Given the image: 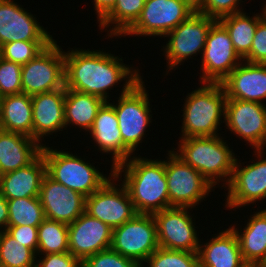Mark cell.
Instances as JSON below:
<instances>
[{
    "mask_svg": "<svg viewBox=\"0 0 266 267\" xmlns=\"http://www.w3.org/2000/svg\"><path fill=\"white\" fill-rule=\"evenodd\" d=\"M65 54V88L88 93L110 102L109 90L121 82L142 79L138 67L124 64L122 57L106 50L69 48ZM113 87V88H112Z\"/></svg>",
    "mask_w": 266,
    "mask_h": 267,
    "instance_id": "1",
    "label": "cell"
},
{
    "mask_svg": "<svg viewBox=\"0 0 266 267\" xmlns=\"http://www.w3.org/2000/svg\"><path fill=\"white\" fill-rule=\"evenodd\" d=\"M139 156L117 165L114 175L126 187L137 214L153 215L170 207L165 159Z\"/></svg>",
    "mask_w": 266,
    "mask_h": 267,
    "instance_id": "2",
    "label": "cell"
},
{
    "mask_svg": "<svg viewBox=\"0 0 266 267\" xmlns=\"http://www.w3.org/2000/svg\"><path fill=\"white\" fill-rule=\"evenodd\" d=\"M177 143L171 150L214 188L220 182L224 188L229 184L237 155L221 135L179 138Z\"/></svg>",
    "mask_w": 266,
    "mask_h": 267,
    "instance_id": "3",
    "label": "cell"
},
{
    "mask_svg": "<svg viewBox=\"0 0 266 267\" xmlns=\"http://www.w3.org/2000/svg\"><path fill=\"white\" fill-rule=\"evenodd\" d=\"M199 85L184 99L179 138L220 135L218 131L225 121V89L222 83L202 82Z\"/></svg>",
    "mask_w": 266,
    "mask_h": 267,
    "instance_id": "4",
    "label": "cell"
},
{
    "mask_svg": "<svg viewBox=\"0 0 266 267\" xmlns=\"http://www.w3.org/2000/svg\"><path fill=\"white\" fill-rule=\"evenodd\" d=\"M53 149V146L42 145L41 153L46 164V174L58 183L75 190L85 197L99 190L113 175L111 168L108 177L86 158L77 153ZM93 164V165H92Z\"/></svg>",
    "mask_w": 266,
    "mask_h": 267,
    "instance_id": "5",
    "label": "cell"
},
{
    "mask_svg": "<svg viewBox=\"0 0 266 267\" xmlns=\"http://www.w3.org/2000/svg\"><path fill=\"white\" fill-rule=\"evenodd\" d=\"M144 82L143 78L138 82H124L116 104L114 100L109 102L115 109L123 143L133 153L144 142L152 123L151 99Z\"/></svg>",
    "mask_w": 266,
    "mask_h": 267,
    "instance_id": "6",
    "label": "cell"
},
{
    "mask_svg": "<svg viewBox=\"0 0 266 267\" xmlns=\"http://www.w3.org/2000/svg\"><path fill=\"white\" fill-rule=\"evenodd\" d=\"M194 12L195 0H146L138 20L123 36L162 38Z\"/></svg>",
    "mask_w": 266,
    "mask_h": 267,
    "instance_id": "7",
    "label": "cell"
},
{
    "mask_svg": "<svg viewBox=\"0 0 266 267\" xmlns=\"http://www.w3.org/2000/svg\"><path fill=\"white\" fill-rule=\"evenodd\" d=\"M167 155L165 174L170 207L196 208L215 190L214 187L172 150Z\"/></svg>",
    "mask_w": 266,
    "mask_h": 267,
    "instance_id": "8",
    "label": "cell"
},
{
    "mask_svg": "<svg viewBox=\"0 0 266 267\" xmlns=\"http://www.w3.org/2000/svg\"><path fill=\"white\" fill-rule=\"evenodd\" d=\"M216 20L214 18L202 15L197 11L194 12L186 21L181 22L171 32L164 37L168 41L161 48L168 61L166 66L170 74L175 68H179V64L183 65L188 59H193L198 54H203L207 35L212 24ZM192 56V57H191Z\"/></svg>",
    "mask_w": 266,
    "mask_h": 267,
    "instance_id": "9",
    "label": "cell"
},
{
    "mask_svg": "<svg viewBox=\"0 0 266 267\" xmlns=\"http://www.w3.org/2000/svg\"><path fill=\"white\" fill-rule=\"evenodd\" d=\"M265 151L254 150L253 155L255 158L257 157V161L252 160L251 164L246 166L240 159L236 158L231 180L225 187L228 192H225L227 195H224L226 202L223 206L228 210L236 211V208L240 209L250 204L256 205L258 201L266 200Z\"/></svg>",
    "mask_w": 266,
    "mask_h": 267,
    "instance_id": "10",
    "label": "cell"
},
{
    "mask_svg": "<svg viewBox=\"0 0 266 267\" xmlns=\"http://www.w3.org/2000/svg\"><path fill=\"white\" fill-rule=\"evenodd\" d=\"M65 86V54L54 40L41 53L22 65V93L29 96Z\"/></svg>",
    "mask_w": 266,
    "mask_h": 267,
    "instance_id": "11",
    "label": "cell"
},
{
    "mask_svg": "<svg viewBox=\"0 0 266 267\" xmlns=\"http://www.w3.org/2000/svg\"><path fill=\"white\" fill-rule=\"evenodd\" d=\"M112 250L140 266L159 248L156 222L152 214H136L112 230Z\"/></svg>",
    "mask_w": 266,
    "mask_h": 267,
    "instance_id": "12",
    "label": "cell"
},
{
    "mask_svg": "<svg viewBox=\"0 0 266 267\" xmlns=\"http://www.w3.org/2000/svg\"><path fill=\"white\" fill-rule=\"evenodd\" d=\"M200 58V83H221L243 61L235 51L228 31L218 20L209 30Z\"/></svg>",
    "mask_w": 266,
    "mask_h": 267,
    "instance_id": "13",
    "label": "cell"
},
{
    "mask_svg": "<svg viewBox=\"0 0 266 267\" xmlns=\"http://www.w3.org/2000/svg\"><path fill=\"white\" fill-rule=\"evenodd\" d=\"M85 212L112 229L137 214L126 187L115 175L99 190L86 197Z\"/></svg>",
    "mask_w": 266,
    "mask_h": 267,
    "instance_id": "14",
    "label": "cell"
},
{
    "mask_svg": "<svg viewBox=\"0 0 266 267\" xmlns=\"http://www.w3.org/2000/svg\"><path fill=\"white\" fill-rule=\"evenodd\" d=\"M190 210L193 211L192 208L169 207L153 214L159 247L198 252L201 239Z\"/></svg>",
    "mask_w": 266,
    "mask_h": 267,
    "instance_id": "15",
    "label": "cell"
},
{
    "mask_svg": "<svg viewBox=\"0 0 266 267\" xmlns=\"http://www.w3.org/2000/svg\"><path fill=\"white\" fill-rule=\"evenodd\" d=\"M224 123L226 129L249 143L251 149H266V104L227 99Z\"/></svg>",
    "mask_w": 266,
    "mask_h": 267,
    "instance_id": "16",
    "label": "cell"
},
{
    "mask_svg": "<svg viewBox=\"0 0 266 267\" xmlns=\"http://www.w3.org/2000/svg\"><path fill=\"white\" fill-rule=\"evenodd\" d=\"M15 0H0V46L16 41H54L36 16Z\"/></svg>",
    "mask_w": 266,
    "mask_h": 267,
    "instance_id": "17",
    "label": "cell"
},
{
    "mask_svg": "<svg viewBox=\"0 0 266 267\" xmlns=\"http://www.w3.org/2000/svg\"><path fill=\"white\" fill-rule=\"evenodd\" d=\"M39 199L45 218L65 224L73 223L85 212L86 197L44 175Z\"/></svg>",
    "mask_w": 266,
    "mask_h": 267,
    "instance_id": "18",
    "label": "cell"
},
{
    "mask_svg": "<svg viewBox=\"0 0 266 267\" xmlns=\"http://www.w3.org/2000/svg\"><path fill=\"white\" fill-rule=\"evenodd\" d=\"M112 228L83 212L68 224L69 252L83 261L88 256L111 247Z\"/></svg>",
    "mask_w": 266,
    "mask_h": 267,
    "instance_id": "19",
    "label": "cell"
},
{
    "mask_svg": "<svg viewBox=\"0 0 266 267\" xmlns=\"http://www.w3.org/2000/svg\"><path fill=\"white\" fill-rule=\"evenodd\" d=\"M88 132L87 135L89 134L95 143L94 147H98L97 152L112 156L111 168L136 155L123 143L115 109L109 102H105L99 109Z\"/></svg>",
    "mask_w": 266,
    "mask_h": 267,
    "instance_id": "20",
    "label": "cell"
},
{
    "mask_svg": "<svg viewBox=\"0 0 266 267\" xmlns=\"http://www.w3.org/2000/svg\"><path fill=\"white\" fill-rule=\"evenodd\" d=\"M65 86L31 96L33 116V139L43 145L44 137L66 130L64 102ZM64 129V130H63ZM43 138V139H42ZM42 143V144H41Z\"/></svg>",
    "mask_w": 266,
    "mask_h": 267,
    "instance_id": "21",
    "label": "cell"
},
{
    "mask_svg": "<svg viewBox=\"0 0 266 267\" xmlns=\"http://www.w3.org/2000/svg\"><path fill=\"white\" fill-rule=\"evenodd\" d=\"M221 83L227 99L265 104L266 64L243 60Z\"/></svg>",
    "mask_w": 266,
    "mask_h": 267,
    "instance_id": "22",
    "label": "cell"
},
{
    "mask_svg": "<svg viewBox=\"0 0 266 267\" xmlns=\"http://www.w3.org/2000/svg\"><path fill=\"white\" fill-rule=\"evenodd\" d=\"M214 235L206 243L200 241L199 267H249L243 260L238 237L230 226Z\"/></svg>",
    "mask_w": 266,
    "mask_h": 267,
    "instance_id": "23",
    "label": "cell"
},
{
    "mask_svg": "<svg viewBox=\"0 0 266 267\" xmlns=\"http://www.w3.org/2000/svg\"><path fill=\"white\" fill-rule=\"evenodd\" d=\"M249 218L243 229H239L237 224L230 227L238 237L245 263L249 267H262L266 262V207L254 211Z\"/></svg>",
    "mask_w": 266,
    "mask_h": 267,
    "instance_id": "24",
    "label": "cell"
},
{
    "mask_svg": "<svg viewBox=\"0 0 266 267\" xmlns=\"http://www.w3.org/2000/svg\"><path fill=\"white\" fill-rule=\"evenodd\" d=\"M46 174V164L40 153L30 164L3 175L0 193L6 199L37 197Z\"/></svg>",
    "mask_w": 266,
    "mask_h": 267,
    "instance_id": "25",
    "label": "cell"
},
{
    "mask_svg": "<svg viewBox=\"0 0 266 267\" xmlns=\"http://www.w3.org/2000/svg\"><path fill=\"white\" fill-rule=\"evenodd\" d=\"M42 145L31 137L0 129V167L2 172L15 171L30 164Z\"/></svg>",
    "mask_w": 266,
    "mask_h": 267,
    "instance_id": "26",
    "label": "cell"
},
{
    "mask_svg": "<svg viewBox=\"0 0 266 267\" xmlns=\"http://www.w3.org/2000/svg\"><path fill=\"white\" fill-rule=\"evenodd\" d=\"M0 129L33 139L31 96L25 93L4 96Z\"/></svg>",
    "mask_w": 266,
    "mask_h": 267,
    "instance_id": "27",
    "label": "cell"
},
{
    "mask_svg": "<svg viewBox=\"0 0 266 267\" xmlns=\"http://www.w3.org/2000/svg\"><path fill=\"white\" fill-rule=\"evenodd\" d=\"M104 103L105 101L97 96L66 89L64 102L66 128L73 125L88 133Z\"/></svg>",
    "mask_w": 266,
    "mask_h": 267,
    "instance_id": "28",
    "label": "cell"
},
{
    "mask_svg": "<svg viewBox=\"0 0 266 267\" xmlns=\"http://www.w3.org/2000/svg\"><path fill=\"white\" fill-rule=\"evenodd\" d=\"M248 15L242 11L218 20L228 31L234 49L242 59L250 52L257 25L265 17L263 10L251 17Z\"/></svg>",
    "mask_w": 266,
    "mask_h": 267,
    "instance_id": "29",
    "label": "cell"
},
{
    "mask_svg": "<svg viewBox=\"0 0 266 267\" xmlns=\"http://www.w3.org/2000/svg\"><path fill=\"white\" fill-rule=\"evenodd\" d=\"M145 1L116 0L113 8L98 22L99 29L107 31L108 38H121L138 20Z\"/></svg>",
    "mask_w": 266,
    "mask_h": 267,
    "instance_id": "30",
    "label": "cell"
},
{
    "mask_svg": "<svg viewBox=\"0 0 266 267\" xmlns=\"http://www.w3.org/2000/svg\"><path fill=\"white\" fill-rule=\"evenodd\" d=\"M69 252L68 224L45 218L38 226L37 254Z\"/></svg>",
    "mask_w": 266,
    "mask_h": 267,
    "instance_id": "31",
    "label": "cell"
},
{
    "mask_svg": "<svg viewBox=\"0 0 266 267\" xmlns=\"http://www.w3.org/2000/svg\"><path fill=\"white\" fill-rule=\"evenodd\" d=\"M8 226H39L45 219L39 196L7 199Z\"/></svg>",
    "mask_w": 266,
    "mask_h": 267,
    "instance_id": "32",
    "label": "cell"
},
{
    "mask_svg": "<svg viewBox=\"0 0 266 267\" xmlns=\"http://www.w3.org/2000/svg\"><path fill=\"white\" fill-rule=\"evenodd\" d=\"M38 256L5 230L0 236V267H36Z\"/></svg>",
    "mask_w": 266,
    "mask_h": 267,
    "instance_id": "33",
    "label": "cell"
},
{
    "mask_svg": "<svg viewBox=\"0 0 266 267\" xmlns=\"http://www.w3.org/2000/svg\"><path fill=\"white\" fill-rule=\"evenodd\" d=\"M144 264L145 267H199V257L198 252L159 247L148 257Z\"/></svg>",
    "mask_w": 266,
    "mask_h": 267,
    "instance_id": "34",
    "label": "cell"
},
{
    "mask_svg": "<svg viewBox=\"0 0 266 267\" xmlns=\"http://www.w3.org/2000/svg\"><path fill=\"white\" fill-rule=\"evenodd\" d=\"M53 41H16L0 46V57L24 65L35 58Z\"/></svg>",
    "mask_w": 266,
    "mask_h": 267,
    "instance_id": "35",
    "label": "cell"
},
{
    "mask_svg": "<svg viewBox=\"0 0 266 267\" xmlns=\"http://www.w3.org/2000/svg\"><path fill=\"white\" fill-rule=\"evenodd\" d=\"M0 91L6 95L22 93V65L0 57Z\"/></svg>",
    "mask_w": 266,
    "mask_h": 267,
    "instance_id": "36",
    "label": "cell"
},
{
    "mask_svg": "<svg viewBox=\"0 0 266 267\" xmlns=\"http://www.w3.org/2000/svg\"><path fill=\"white\" fill-rule=\"evenodd\" d=\"M196 11L202 15L219 20L222 17L242 12V0H195ZM241 7V9H240Z\"/></svg>",
    "mask_w": 266,
    "mask_h": 267,
    "instance_id": "37",
    "label": "cell"
},
{
    "mask_svg": "<svg viewBox=\"0 0 266 267\" xmlns=\"http://www.w3.org/2000/svg\"><path fill=\"white\" fill-rule=\"evenodd\" d=\"M82 267H141L136 261L122 256L111 248L88 256Z\"/></svg>",
    "mask_w": 266,
    "mask_h": 267,
    "instance_id": "38",
    "label": "cell"
},
{
    "mask_svg": "<svg viewBox=\"0 0 266 267\" xmlns=\"http://www.w3.org/2000/svg\"><path fill=\"white\" fill-rule=\"evenodd\" d=\"M243 60L250 63L266 64V17L258 23L250 52Z\"/></svg>",
    "mask_w": 266,
    "mask_h": 267,
    "instance_id": "39",
    "label": "cell"
},
{
    "mask_svg": "<svg viewBox=\"0 0 266 267\" xmlns=\"http://www.w3.org/2000/svg\"><path fill=\"white\" fill-rule=\"evenodd\" d=\"M20 244L30 248L37 255L38 226H7L5 230Z\"/></svg>",
    "mask_w": 266,
    "mask_h": 267,
    "instance_id": "40",
    "label": "cell"
},
{
    "mask_svg": "<svg viewBox=\"0 0 266 267\" xmlns=\"http://www.w3.org/2000/svg\"><path fill=\"white\" fill-rule=\"evenodd\" d=\"M37 255L36 267H82V261L70 252Z\"/></svg>",
    "mask_w": 266,
    "mask_h": 267,
    "instance_id": "41",
    "label": "cell"
},
{
    "mask_svg": "<svg viewBox=\"0 0 266 267\" xmlns=\"http://www.w3.org/2000/svg\"><path fill=\"white\" fill-rule=\"evenodd\" d=\"M92 3L99 22L113 8L116 0H93Z\"/></svg>",
    "mask_w": 266,
    "mask_h": 267,
    "instance_id": "42",
    "label": "cell"
},
{
    "mask_svg": "<svg viewBox=\"0 0 266 267\" xmlns=\"http://www.w3.org/2000/svg\"><path fill=\"white\" fill-rule=\"evenodd\" d=\"M8 226L7 199L0 193V230H6Z\"/></svg>",
    "mask_w": 266,
    "mask_h": 267,
    "instance_id": "43",
    "label": "cell"
},
{
    "mask_svg": "<svg viewBox=\"0 0 266 267\" xmlns=\"http://www.w3.org/2000/svg\"><path fill=\"white\" fill-rule=\"evenodd\" d=\"M3 100H4V94L0 91V117L2 113Z\"/></svg>",
    "mask_w": 266,
    "mask_h": 267,
    "instance_id": "44",
    "label": "cell"
},
{
    "mask_svg": "<svg viewBox=\"0 0 266 267\" xmlns=\"http://www.w3.org/2000/svg\"><path fill=\"white\" fill-rule=\"evenodd\" d=\"M3 175H4V173L2 172L1 167H0V185H1V181H2Z\"/></svg>",
    "mask_w": 266,
    "mask_h": 267,
    "instance_id": "45",
    "label": "cell"
},
{
    "mask_svg": "<svg viewBox=\"0 0 266 267\" xmlns=\"http://www.w3.org/2000/svg\"><path fill=\"white\" fill-rule=\"evenodd\" d=\"M263 10L264 16L266 17V3L265 5H263V8H261Z\"/></svg>",
    "mask_w": 266,
    "mask_h": 267,
    "instance_id": "46",
    "label": "cell"
}]
</instances>
